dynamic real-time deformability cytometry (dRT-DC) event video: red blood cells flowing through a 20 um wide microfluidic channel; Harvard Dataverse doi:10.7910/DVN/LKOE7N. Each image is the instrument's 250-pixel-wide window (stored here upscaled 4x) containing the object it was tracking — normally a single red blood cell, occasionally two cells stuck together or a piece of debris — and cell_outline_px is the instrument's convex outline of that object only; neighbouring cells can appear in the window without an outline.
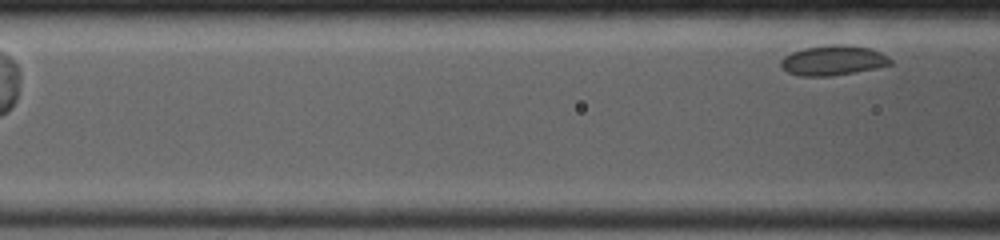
{"species": "common noctule bat (a hibernating species)", "species_latin": "Nyctalus noctula", "temperature_condition": "room temperature", "stored_images_in_passage": 4, "segment_of_instrument_passage": [2, 2], "camera_frame_rate_fps": 4000, "um_per_image_px": 0.085, "animal": {"sex": "female", "body_mass_g": 19.0, "forearm_length_mm": 53.3}, "frame": {"image": 1, "passage_image": 4, "time_ms": 2.5, "image_size_px": [1000, 240], "cell_outline_px": [[892, 64], [876, 68], [856, 72], [832, 76], [800, 76], [788, 72], [780, 68], [780, 60], [784, 56], [792, 52], [804, 48], [832, 44], [848, 44], [868, 48], [880, 52], [888, 56], [892, 60]], "centroid_in_image_um": [70.8, 5.13], "position_along_channel_um": 95.8, "area_um2": 19.31}}